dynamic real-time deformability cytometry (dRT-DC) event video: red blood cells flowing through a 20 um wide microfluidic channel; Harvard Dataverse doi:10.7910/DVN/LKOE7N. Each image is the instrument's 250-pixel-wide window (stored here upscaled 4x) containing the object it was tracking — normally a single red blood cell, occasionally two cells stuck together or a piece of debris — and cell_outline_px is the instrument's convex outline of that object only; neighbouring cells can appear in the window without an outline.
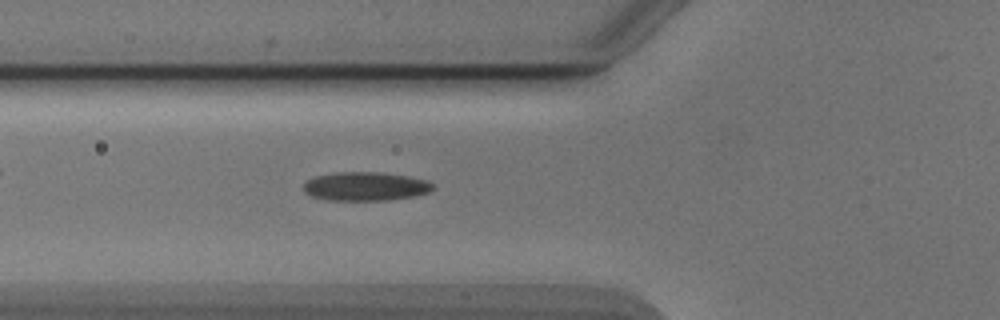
{"species": "Egyptian fruit bat (a non-hibernating species)", "species_latin": "Rousettus aegyptiacus", "temperature_condition": "cold", "stored_images_in_passage": 48, "camera_frame_rate_fps": 3000, "um_per_image_px": 0.085, "animal": {"sex": "male"}, "frame": {"image": 1, "passage_image": 19, "time_ms": 6.0, "image_size_px": [1000, 320], "cell_outline_px": [[436, 188], [428, 192], [416, 196], [388, 200], [328, 200], [312, 196], [304, 192], [304, 184], [308, 180], [316, 176], [336, 172], [380, 172], [408, 176], [428, 180], [436, 184]], "centroid_in_image_um": [31.13, 15.84], "position_along_channel_um": 94.7, "area_um2": 21.85}}
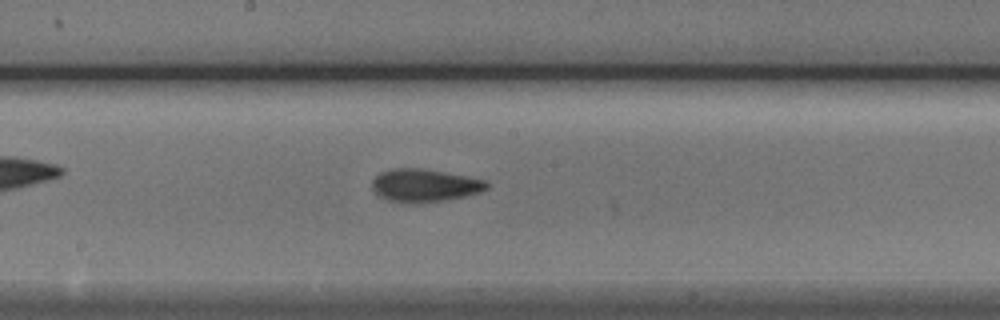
{"frame": {"image": 2, "passage_image": 28, "time_ms": 9.0, "image_size_px": [1000, 320], "cell_outline_px": [[488, 188], [480, 192], [464, 196], [444, 200], [388, 200], [380, 196], [372, 188], [372, 180], [380, 172], [392, 168], [420, 168], [444, 172], [484, 180], [488, 184]], "centroid_in_image_um": [36.08, 15.71], "position_along_channel_um": 212.1, "area_um2": 20.98}}
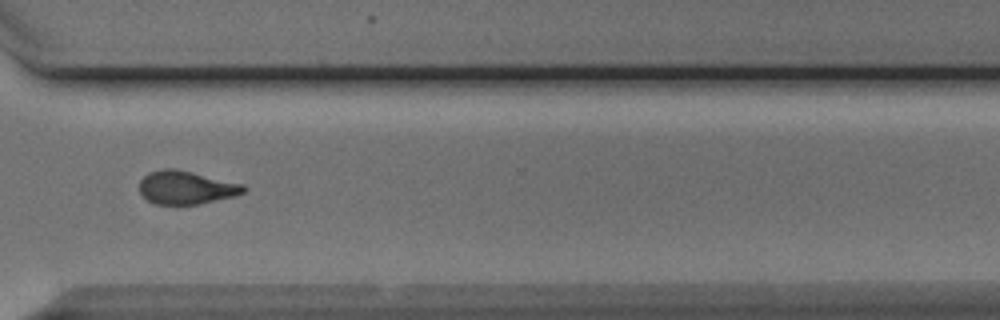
{"frame": {"image": 3, "passage_image": 39, "time_ms": 12.667, "image_size_px": [1000, 320], "cell_outline_px": [[248, 188], [244, 192], [232, 196], [200, 204], [156, 204], [148, 200], [140, 192], [140, 180], [148, 172], [164, 168], [176, 168], [244, 184]], "centroid_in_image_um": [15.82, 15.92], "position_along_channel_um": 354.8, "area_um2": 20.17}}